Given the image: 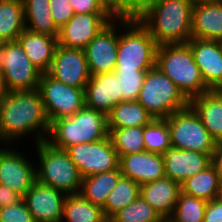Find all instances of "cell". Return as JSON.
I'll return each instance as SVG.
<instances>
[{"mask_svg": "<svg viewBox=\"0 0 222 222\" xmlns=\"http://www.w3.org/2000/svg\"><path fill=\"white\" fill-rule=\"evenodd\" d=\"M153 119L138 101H122L107 115L108 128L144 127Z\"/></svg>", "mask_w": 222, "mask_h": 222, "instance_id": "cell-27", "label": "cell"}, {"mask_svg": "<svg viewBox=\"0 0 222 222\" xmlns=\"http://www.w3.org/2000/svg\"><path fill=\"white\" fill-rule=\"evenodd\" d=\"M49 4L53 22L58 29L63 27L75 13L69 0H49Z\"/></svg>", "mask_w": 222, "mask_h": 222, "instance_id": "cell-39", "label": "cell"}, {"mask_svg": "<svg viewBox=\"0 0 222 222\" xmlns=\"http://www.w3.org/2000/svg\"><path fill=\"white\" fill-rule=\"evenodd\" d=\"M108 130L119 157L145 151L144 127L108 128Z\"/></svg>", "mask_w": 222, "mask_h": 222, "instance_id": "cell-32", "label": "cell"}, {"mask_svg": "<svg viewBox=\"0 0 222 222\" xmlns=\"http://www.w3.org/2000/svg\"><path fill=\"white\" fill-rule=\"evenodd\" d=\"M123 177L144 185L165 177L163 154L142 151L119 157Z\"/></svg>", "mask_w": 222, "mask_h": 222, "instance_id": "cell-18", "label": "cell"}, {"mask_svg": "<svg viewBox=\"0 0 222 222\" xmlns=\"http://www.w3.org/2000/svg\"><path fill=\"white\" fill-rule=\"evenodd\" d=\"M47 74L67 86L76 88H85L91 77L84 50L60 45L55 50Z\"/></svg>", "mask_w": 222, "mask_h": 222, "instance_id": "cell-15", "label": "cell"}, {"mask_svg": "<svg viewBox=\"0 0 222 222\" xmlns=\"http://www.w3.org/2000/svg\"><path fill=\"white\" fill-rule=\"evenodd\" d=\"M119 13H74L59 29L58 45L84 49L88 43Z\"/></svg>", "mask_w": 222, "mask_h": 222, "instance_id": "cell-13", "label": "cell"}, {"mask_svg": "<svg viewBox=\"0 0 222 222\" xmlns=\"http://www.w3.org/2000/svg\"><path fill=\"white\" fill-rule=\"evenodd\" d=\"M192 5L203 4V3H216L221 0H190Z\"/></svg>", "mask_w": 222, "mask_h": 222, "instance_id": "cell-45", "label": "cell"}, {"mask_svg": "<svg viewBox=\"0 0 222 222\" xmlns=\"http://www.w3.org/2000/svg\"><path fill=\"white\" fill-rule=\"evenodd\" d=\"M25 29L58 37L59 29L53 22L49 0H22Z\"/></svg>", "mask_w": 222, "mask_h": 222, "instance_id": "cell-26", "label": "cell"}, {"mask_svg": "<svg viewBox=\"0 0 222 222\" xmlns=\"http://www.w3.org/2000/svg\"><path fill=\"white\" fill-rule=\"evenodd\" d=\"M109 136L107 115L84 106L71 117L54 120L46 139L53 147L66 148L89 142H97Z\"/></svg>", "mask_w": 222, "mask_h": 222, "instance_id": "cell-4", "label": "cell"}, {"mask_svg": "<svg viewBox=\"0 0 222 222\" xmlns=\"http://www.w3.org/2000/svg\"><path fill=\"white\" fill-rule=\"evenodd\" d=\"M207 201L180 191L169 222H203Z\"/></svg>", "mask_w": 222, "mask_h": 222, "instance_id": "cell-33", "label": "cell"}, {"mask_svg": "<svg viewBox=\"0 0 222 222\" xmlns=\"http://www.w3.org/2000/svg\"><path fill=\"white\" fill-rule=\"evenodd\" d=\"M100 222H116L112 217H104Z\"/></svg>", "mask_w": 222, "mask_h": 222, "instance_id": "cell-48", "label": "cell"}, {"mask_svg": "<svg viewBox=\"0 0 222 222\" xmlns=\"http://www.w3.org/2000/svg\"><path fill=\"white\" fill-rule=\"evenodd\" d=\"M152 0H127L120 8L119 13L134 15L141 7Z\"/></svg>", "mask_w": 222, "mask_h": 222, "instance_id": "cell-42", "label": "cell"}, {"mask_svg": "<svg viewBox=\"0 0 222 222\" xmlns=\"http://www.w3.org/2000/svg\"><path fill=\"white\" fill-rule=\"evenodd\" d=\"M65 151L82 178L119 168V156L109 136L97 142L70 146Z\"/></svg>", "mask_w": 222, "mask_h": 222, "instance_id": "cell-11", "label": "cell"}, {"mask_svg": "<svg viewBox=\"0 0 222 222\" xmlns=\"http://www.w3.org/2000/svg\"><path fill=\"white\" fill-rule=\"evenodd\" d=\"M0 70L9 92L38 89L41 72L27 57L18 40L0 42Z\"/></svg>", "mask_w": 222, "mask_h": 222, "instance_id": "cell-9", "label": "cell"}, {"mask_svg": "<svg viewBox=\"0 0 222 222\" xmlns=\"http://www.w3.org/2000/svg\"><path fill=\"white\" fill-rule=\"evenodd\" d=\"M192 38L222 41V0L192 7Z\"/></svg>", "mask_w": 222, "mask_h": 222, "instance_id": "cell-23", "label": "cell"}, {"mask_svg": "<svg viewBox=\"0 0 222 222\" xmlns=\"http://www.w3.org/2000/svg\"><path fill=\"white\" fill-rule=\"evenodd\" d=\"M9 93L2 71L0 70V102Z\"/></svg>", "mask_w": 222, "mask_h": 222, "instance_id": "cell-44", "label": "cell"}, {"mask_svg": "<svg viewBox=\"0 0 222 222\" xmlns=\"http://www.w3.org/2000/svg\"><path fill=\"white\" fill-rule=\"evenodd\" d=\"M137 101L154 119H166L189 106V100L156 65L145 73Z\"/></svg>", "mask_w": 222, "mask_h": 222, "instance_id": "cell-7", "label": "cell"}, {"mask_svg": "<svg viewBox=\"0 0 222 222\" xmlns=\"http://www.w3.org/2000/svg\"><path fill=\"white\" fill-rule=\"evenodd\" d=\"M116 222H163L161 215L141 196L111 216Z\"/></svg>", "mask_w": 222, "mask_h": 222, "instance_id": "cell-35", "label": "cell"}, {"mask_svg": "<svg viewBox=\"0 0 222 222\" xmlns=\"http://www.w3.org/2000/svg\"><path fill=\"white\" fill-rule=\"evenodd\" d=\"M104 217L102 208L93 205L81 194L66 195L61 222H100Z\"/></svg>", "mask_w": 222, "mask_h": 222, "instance_id": "cell-30", "label": "cell"}, {"mask_svg": "<svg viewBox=\"0 0 222 222\" xmlns=\"http://www.w3.org/2000/svg\"><path fill=\"white\" fill-rule=\"evenodd\" d=\"M190 0H152L134 16L150 32L156 44H185L192 38Z\"/></svg>", "mask_w": 222, "mask_h": 222, "instance_id": "cell-2", "label": "cell"}, {"mask_svg": "<svg viewBox=\"0 0 222 222\" xmlns=\"http://www.w3.org/2000/svg\"><path fill=\"white\" fill-rule=\"evenodd\" d=\"M119 8L127 1V0H112Z\"/></svg>", "mask_w": 222, "mask_h": 222, "instance_id": "cell-47", "label": "cell"}, {"mask_svg": "<svg viewBox=\"0 0 222 222\" xmlns=\"http://www.w3.org/2000/svg\"><path fill=\"white\" fill-rule=\"evenodd\" d=\"M2 146L5 148L0 150V184L23 197L37 181L36 165L23 155L24 152H18L10 145Z\"/></svg>", "mask_w": 222, "mask_h": 222, "instance_id": "cell-14", "label": "cell"}, {"mask_svg": "<svg viewBox=\"0 0 222 222\" xmlns=\"http://www.w3.org/2000/svg\"><path fill=\"white\" fill-rule=\"evenodd\" d=\"M216 199L222 203V181L220 182Z\"/></svg>", "mask_w": 222, "mask_h": 222, "instance_id": "cell-46", "label": "cell"}, {"mask_svg": "<svg viewBox=\"0 0 222 222\" xmlns=\"http://www.w3.org/2000/svg\"><path fill=\"white\" fill-rule=\"evenodd\" d=\"M211 164L215 167L219 178L222 181V141H218L213 150Z\"/></svg>", "mask_w": 222, "mask_h": 222, "instance_id": "cell-43", "label": "cell"}, {"mask_svg": "<svg viewBox=\"0 0 222 222\" xmlns=\"http://www.w3.org/2000/svg\"><path fill=\"white\" fill-rule=\"evenodd\" d=\"M0 222H35V220L22 199L14 205L0 207Z\"/></svg>", "mask_w": 222, "mask_h": 222, "instance_id": "cell-38", "label": "cell"}, {"mask_svg": "<svg viewBox=\"0 0 222 222\" xmlns=\"http://www.w3.org/2000/svg\"><path fill=\"white\" fill-rule=\"evenodd\" d=\"M24 29L22 0H0V42L17 40Z\"/></svg>", "mask_w": 222, "mask_h": 222, "instance_id": "cell-28", "label": "cell"}, {"mask_svg": "<svg viewBox=\"0 0 222 222\" xmlns=\"http://www.w3.org/2000/svg\"><path fill=\"white\" fill-rule=\"evenodd\" d=\"M189 106L200 117L208 133L222 141V91L210 90L189 100Z\"/></svg>", "mask_w": 222, "mask_h": 222, "instance_id": "cell-24", "label": "cell"}, {"mask_svg": "<svg viewBox=\"0 0 222 222\" xmlns=\"http://www.w3.org/2000/svg\"><path fill=\"white\" fill-rule=\"evenodd\" d=\"M155 65L188 100L210 91L205 85L200 69L196 65L187 43L159 45L156 51Z\"/></svg>", "mask_w": 222, "mask_h": 222, "instance_id": "cell-5", "label": "cell"}, {"mask_svg": "<svg viewBox=\"0 0 222 222\" xmlns=\"http://www.w3.org/2000/svg\"><path fill=\"white\" fill-rule=\"evenodd\" d=\"M35 147L39 159V164H36L37 181L65 195L80 194L82 176L67 152L53 147L46 140Z\"/></svg>", "mask_w": 222, "mask_h": 222, "instance_id": "cell-6", "label": "cell"}, {"mask_svg": "<svg viewBox=\"0 0 222 222\" xmlns=\"http://www.w3.org/2000/svg\"><path fill=\"white\" fill-rule=\"evenodd\" d=\"M85 106L108 115L112 108L122 102L115 72L91 75L84 88Z\"/></svg>", "mask_w": 222, "mask_h": 222, "instance_id": "cell-19", "label": "cell"}, {"mask_svg": "<svg viewBox=\"0 0 222 222\" xmlns=\"http://www.w3.org/2000/svg\"><path fill=\"white\" fill-rule=\"evenodd\" d=\"M49 131L50 122L38 89L9 92L0 102V139L4 145L15 147L17 140L32 133V141L37 144L47 139Z\"/></svg>", "mask_w": 222, "mask_h": 222, "instance_id": "cell-1", "label": "cell"}, {"mask_svg": "<svg viewBox=\"0 0 222 222\" xmlns=\"http://www.w3.org/2000/svg\"><path fill=\"white\" fill-rule=\"evenodd\" d=\"M180 191V184L168 177L140 185V196L164 220H168L172 216Z\"/></svg>", "mask_w": 222, "mask_h": 222, "instance_id": "cell-21", "label": "cell"}, {"mask_svg": "<svg viewBox=\"0 0 222 222\" xmlns=\"http://www.w3.org/2000/svg\"><path fill=\"white\" fill-rule=\"evenodd\" d=\"M118 33L119 14L102 28L83 49L90 75L114 72L118 50Z\"/></svg>", "mask_w": 222, "mask_h": 222, "instance_id": "cell-12", "label": "cell"}, {"mask_svg": "<svg viewBox=\"0 0 222 222\" xmlns=\"http://www.w3.org/2000/svg\"><path fill=\"white\" fill-rule=\"evenodd\" d=\"M145 151L163 154L171 147L170 128L165 119H153L144 126Z\"/></svg>", "mask_w": 222, "mask_h": 222, "instance_id": "cell-34", "label": "cell"}, {"mask_svg": "<svg viewBox=\"0 0 222 222\" xmlns=\"http://www.w3.org/2000/svg\"><path fill=\"white\" fill-rule=\"evenodd\" d=\"M120 87L122 101H137L147 71H114Z\"/></svg>", "mask_w": 222, "mask_h": 222, "instance_id": "cell-36", "label": "cell"}, {"mask_svg": "<svg viewBox=\"0 0 222 222\" xmlns=\"http://www.w3.org/2000/svg\"><path fill=\"white\" fill-rule=\"evenodd\" d=\"M122 177L120 168L82 178L80 194L93 205L104 207L107 196Z\"/></svg>", "mask_w": 222, "mask_h": 222, "instance_id": "cell-25", "label": "cell"}, {"mask_svg": "<svg viewBox=\"0 0 222 222\" xmlns=\"http://www.w3.org/2000/svg\"><path fill=\"white\" fill-rule=\"evenodd\" d=\"M66 195L36 181L23 196L35 222H61Z\"/></svg>", "mask_w": 222, "mask_h": 222, "instance_id": "cell-17", "label": "cell"}, {"mask_svg": "<svg viewBox=\"0 0 222 222\" xmlns=\"http://www.w3.org/2000/svg\"><path fill=\"white\" fill-rule=\"evenodd\" d=\"M140 196V185L133 180L121 177L115 188L107 196L102 208L105 217H111Z\"/></svg>", "mask_w": 222, "mask_h": 222, "instance_id": "cell-31", "label": "cell"}, {"mask_svg": "<svg viewBox=\"0 0 222 222\" xmlns=\"http://www.w3.org/2000/svg\"><path fill=\"white\" fill-rule=\"evenodd\" d=\"M163 158L165 177L181 184L210 166L212 156L171 146L163 153Z\"/></svg>", "mask_w": 222, "mask_h": 222, "instance_id": "cell-20", "label": "cell"}, {"mask_svg": "<svg viewBox=\"0 0 222 222\" xmlns=\"http://www.w3.org/2000/svg\"><path fill=\"white\" fill-rule=\"evenodd\" d=\"M203 222H222V203L217 199L207 202Z\"/></svg>", "mask_w": 222, "mask_h": 222, "instance_id": "cell-40", "label": "cell"}, {"mask_svg": "<svg viewBox=\"0 0 222 222\" xmlns=\"http://www.w3.org/2000/svg\"><path fill=\"white\" fill-rule=\"evenodd\" d=\"M75 13H119L112 0H69Z\"/></svg>", "mask_w": 222, "mask_h": 222, "instance_id": "cell-37", "label": "cell"}, {"mask_svg": "<svg viewBox=\"0 0 222 222\" xmlns=\"http://www.w3.org/2000/svg\"><path fill=\"white\" fill-rule=\"evenodd\" d=\"M187 44L205 85L222 91V41L191 38Z\"/></svg>", "mask_w": 222, "mask_h": 222, "instance_id": "cell-16", "label": "cell"}, {"mask_svg": "<svg viewBox=\"0 0 222 222\" xmlns=\"http://www.w3.org/2000/svg\"><path fill=\"white\" fill-rule=\"evenodd\" d=\"M119 33L114 71H148L155 66L158 45L134 15L119 13Z\"/></svg>", "mask_w": 222, "mask_h": 222, "instance_id": "cell-3", "label": "cell"}, {"mask_svg": "<svg viewBox=\"0 0 222 222\" xmlns=\"http://www.w3.org/2000/svg\"><path fill=\"white\" fill-rule=\"evenodd\" d=\"M17 40L33 65L41 73H47L58 46L57 37L24 29Z\"/></svg>", "mask_w": 222, "mask_h": 222, "instance_id": "cell-22", "label": "cell"}, {"mask_svg": "<svg viewBox=\"0 0 222 222\" xmlns=\"http://www.w3.org/2000/svg\"><path fill=\"white\" fill-rule=\"evenodd\" d=\"M220 182L219 174L211 164L203 171L186 179L180 187L181 192L208 202L216 199Z\"/></svg>", "mask_w": 222, "mask_h": 222, "instance_id": "cell-29", "label": "cell"}, {"mask_svg": "<svg viewBox=\"0 0 222 222\" xmlns=\"http://www.w3.org/2000/svg\"><path fill=\"white\" fill-rule=\"evenodd\" d=\"M22 196L8 186L0 184V207L14 205L22 200Z\"/></svg>", "mask_w": 222, "mask_h": 222, "instance_id": "cell-41", "label": "cell"}, {"mask_svg": "<svg viewBox=\"0 0 222 222\" xmlns=\"http://www.w3.org/2000/svg\"><path fill=\"white\" fill-rule=\"evenodd\" d=\"M38 90L50 124L71 117L85 106L84 88L67 86L47 73H41Z\"/></svg>", "mask_w": 222, "mask_h": 222, "instance_id": "cell-10", "label": "cell"}, {"mask_svg": "<svg viewBox=\"0 0 222 222\" xmlns=\"http://www.w3.org/2000/svg\"><path fill=\"white\" fill-rule=\"evenodd\" d=\"M170 128L172 147L213 155L217 141L203 126L200 117L188 106L165 119Z\"/></svg>", "mask_w": 222, "mask_h": 222, "instance_id": "cell-8", "label": "cell"}]
</instances>
